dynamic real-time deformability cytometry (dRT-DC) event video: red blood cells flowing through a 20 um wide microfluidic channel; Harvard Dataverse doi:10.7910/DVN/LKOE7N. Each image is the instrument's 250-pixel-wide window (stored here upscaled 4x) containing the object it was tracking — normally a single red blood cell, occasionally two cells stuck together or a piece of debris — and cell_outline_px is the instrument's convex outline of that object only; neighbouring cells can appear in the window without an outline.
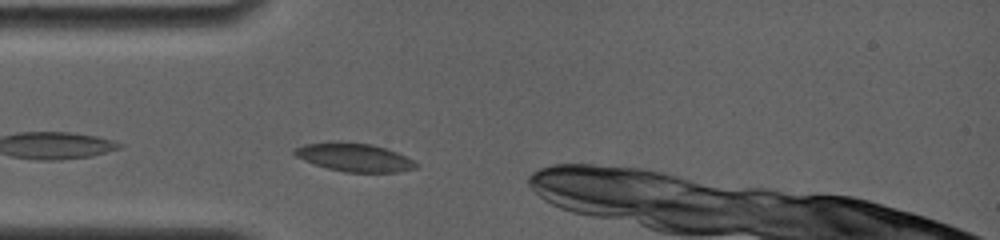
{"species": "common noctule bat (a hibernating species)", "species_latin": "Nyctalus noctula", "temperature_condition": "room temperature", "stored_images_in_passage": 43, "camera_frame_rate_fps": 4000, "um_per_image_px": 0.085, "animal": {"sex": "female", "body_mass_g": 19.0, "forearm_length_mm": 56.7}, "frame": {"image": 1, "passage_image": 6, "time_ms": 0.75, "image_size_px": [1000, 240], "cell_outline_px": [[420, 164], [416, 168], [400, 172], [344, 172], [328, 168], [304, 160], [296, 156], [292, 152], [296, 148], [304, 144], [372, 144], [396, 152]], "centroid_in_image_um": [30.18, 13.42], "position_along_channel_um": 54.8, "area_um2": 19.13}}
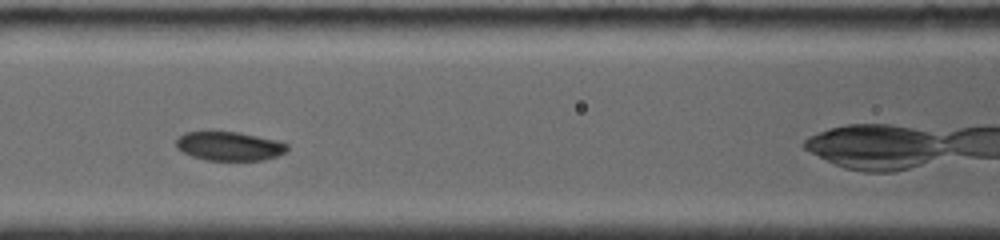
{"frame": {"image": 2, "passage_image": 21, "time_ms": 3.25, "image_size_px": [1000, 240], "cell_outline_px": [[288, 148], [284, 152], [276, 156], [264, 160], [204, 160], [192, 156], [176, 148], [176, 140], [184, 132], [240, 132], [276, 140], [288, 144]], "centroid_in_image_um": [19.48, 12.42], "position_along_channel_um": 147.1, "area_um2": 18.61}}
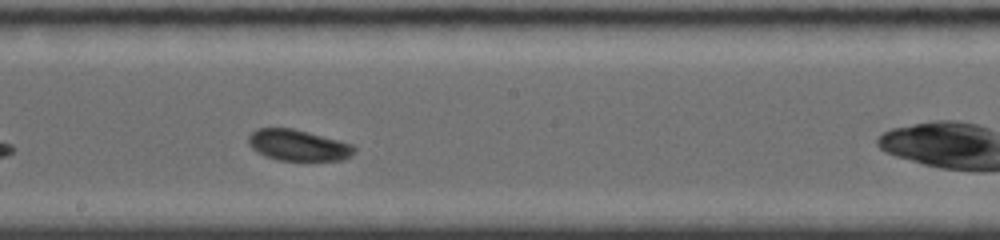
{"frame": {"image": 3, "passage_image": 28, "time_ms": 5.25, "image_size_px": [1000, 240], "cell_outline_px": [[356, 152], [352, 156], [340, 160], [276, 160], [256, 152], [248, 144], [248, 136], [256, 128], [292, 128], [340, 140], [352, 144], [356, 148]], "centroid_in_image_um": [25.34, 12.34], "position_along_channel_um": 222.9, "area_um2": 19.31}}